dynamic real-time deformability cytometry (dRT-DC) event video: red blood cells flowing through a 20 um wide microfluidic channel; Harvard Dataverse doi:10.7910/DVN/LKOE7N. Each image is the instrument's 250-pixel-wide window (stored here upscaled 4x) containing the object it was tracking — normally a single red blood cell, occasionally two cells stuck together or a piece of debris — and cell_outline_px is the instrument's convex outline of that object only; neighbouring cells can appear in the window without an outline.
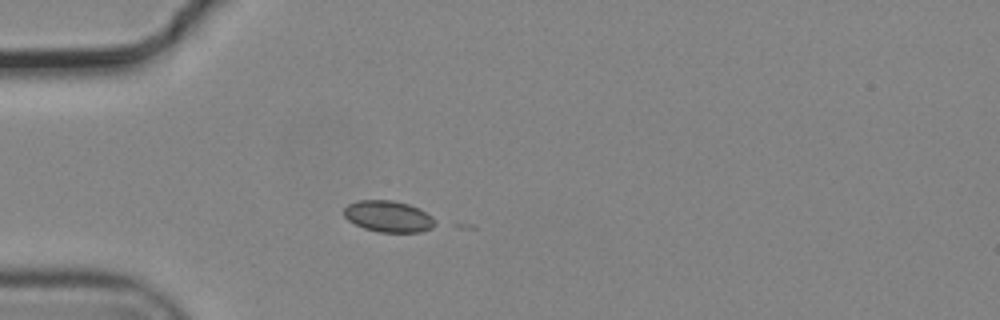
{"species": "common noctule bat (a hibernating species)", "species_latin": "Nyctalus noctula", "temperature_condition": "cold", "stored_images_in_passage": 8, "camera_frame_rate_fps": 3000, "um_per_image_px": 0.085, "animal": {"sex": "male", "body_mass_g": 19.2, "forearm_length_mm": 51.8}, "frame": {"image": 1, "passage_image": 1, "time_ms": 0.0, "image_size_px": [1000, 320], "cell_outline_px": [[440, 224], [432, 228], [420, 232], [380, 232], [364, 228], [348, 220], [344, 216], [344, 208], [348, 204], [360, 200], [392, 200], [408, 204], [420, 208], [432, 216]], "centroid_in_image_um": [33.07, 18.4], "position_along_channel_um": 51.9, "area_um2": 16.82}}
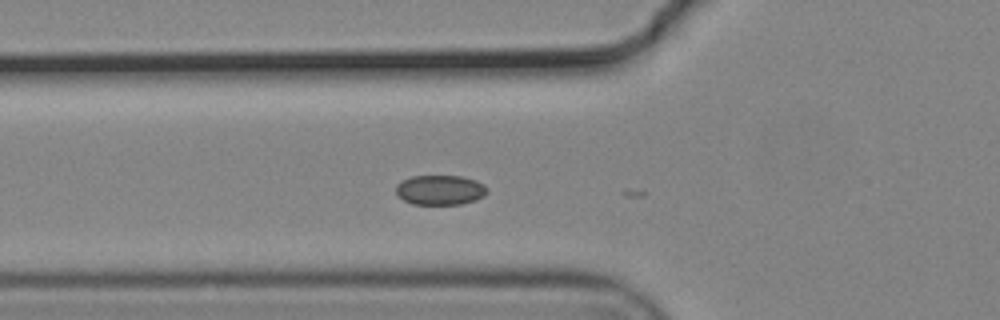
{"frame": {"image": 2, "passage_image": 5, "time_ms": 1.333, "image_size_px": [1000, 320], "cell_outline_px": [[488, 192], [484, 196], [476, 200], [460, 204], [412, 204], [396, 196], [396, 184], [412, 176], [460, 176], [476, 180], [484, 184], [488, 188]], "centroid_in_image_um": [37.42, 16.15], "position_along_channel_um": 88.4, "area_um2": 15.95}}